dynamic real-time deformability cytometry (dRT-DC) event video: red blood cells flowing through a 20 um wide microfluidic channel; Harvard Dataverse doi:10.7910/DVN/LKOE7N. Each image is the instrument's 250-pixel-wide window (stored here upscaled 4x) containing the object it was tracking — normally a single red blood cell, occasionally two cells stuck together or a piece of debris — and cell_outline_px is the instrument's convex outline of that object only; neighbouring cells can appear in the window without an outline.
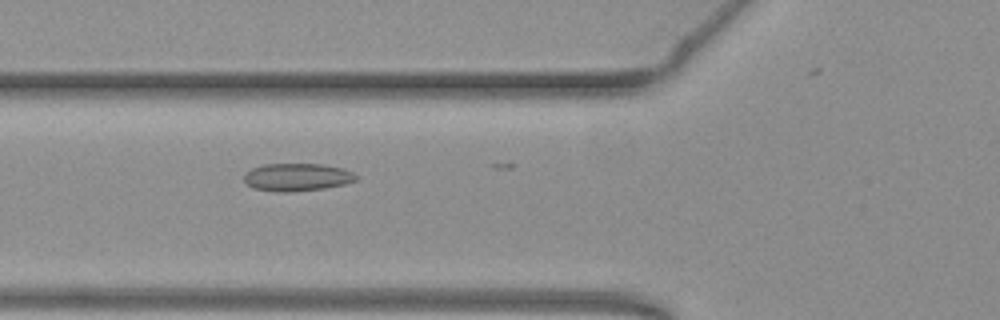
{"species": "common noctule bat (a hibernating species)", "species_latin": "Nyctalus noctula", "temperature_condition": "warm", "stored_images_in_passage": 44, "camera_frame_rate_fps": 3000, "um_per_image_px": 0.085, "animal": {"sex": "female", "body_mass_g": 19.3, "forearm_length_mm": 54.1}, "frame": {"image": 1, "passage_image": 21, "time_ms": 6.667, "image_size_px": [1000, 320], "cell_outline_px": [[360, 176], [356, 180], [344, 184], [324, 188], [292, 192], [280, 192], [252, 188], [244, 180], [244, 172], [252, 168], [264, 164], [320, 164], [340, 168], [352, 172]], "centroid_in_image_um": [25.23, 15.06], "position_along_channel_um": 100.6, "area_um2": 18.09}}
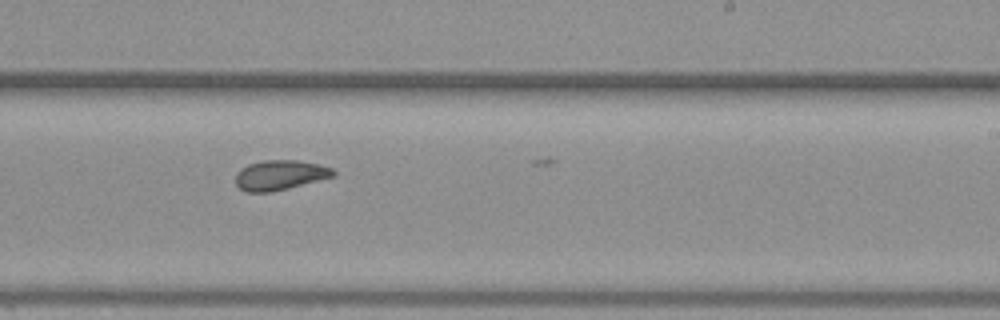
{"frame": {"image": 2, "passage_image": 34, "time_ms": 11.0, "image_size_px": [1000, 320], "cell_outline_px": [[336, 176], [288, 188], [268, 192], [248, 192], [240, 188], [236, 184], [236, 172], [240, 168], [248, 164], [264, 160], [296, 160], [320, 164], [332, 168], [336, 172]], "centroid_in_image_um": [23.81, 14.87], "position_along_channel_um": 265.2, "area_um2": 17.05}}
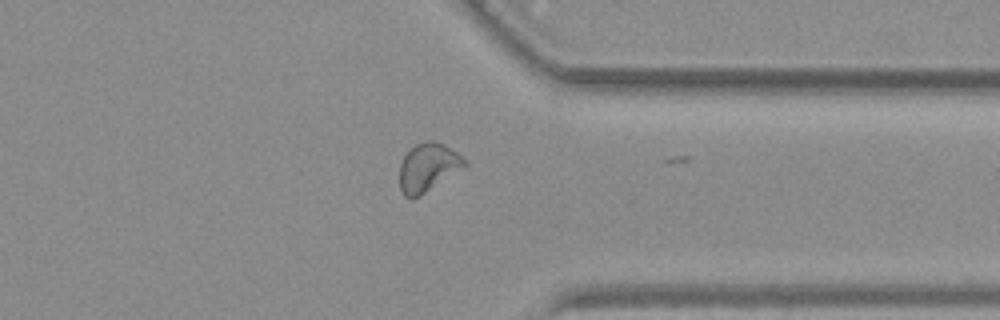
{"frame": {"image": 3, "passage_image": 43, "time_ms": 14.0, "image_size_px": [1000, 320], "cell_outline_px": [[468, 164], [464, 168], [420, 196], [412, 200], [404, 196], [400, 188], [400, 164], [404, 156], [416, 144], [428, 140], [432, 140], [444, 144], [456, 152]], "centroid_in_image_um": [36.37, 14.25], "position_along_channel_um": 375.0, "area_um2": 18.26}, "authors_computed_cell_mechanics": {"area_um2": 18.0047, "velocity_mm_per_s": 3.8012, "shape_relaxation_time_tau1_ms": null, "shape_relaxation_time_tau2_ms": 2.9995, "deformation_change_tau1": null, "deformation_change_tau2": 0.0752}}